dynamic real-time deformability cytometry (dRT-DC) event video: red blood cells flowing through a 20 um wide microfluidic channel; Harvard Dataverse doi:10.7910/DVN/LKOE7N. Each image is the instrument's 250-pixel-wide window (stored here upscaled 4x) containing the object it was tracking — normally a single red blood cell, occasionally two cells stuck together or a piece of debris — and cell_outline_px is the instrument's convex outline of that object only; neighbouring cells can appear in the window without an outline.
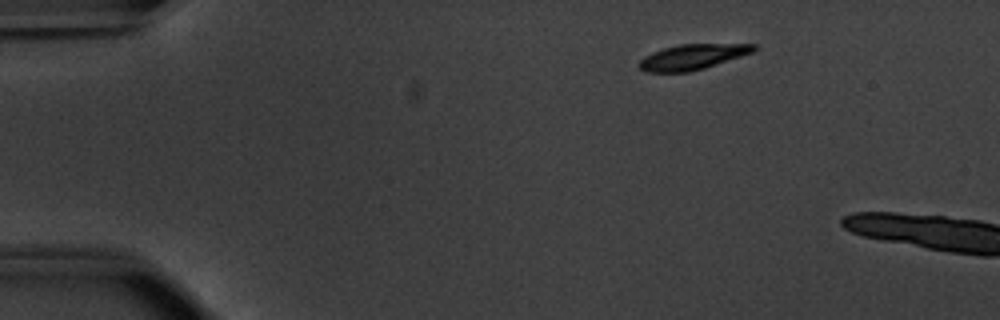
{"species": "common noctule bat (a hibernating species)", "species_latin": "Nyctalus noctula", "temperature_condition": "warm", "stored_images_in_passage": 5, "camera_frame_rate_fps": 3000, "um_per_image_px": 0.085, "animal": {"sex": "male", "body_mass_g": 20.1, "forearm_length_mm": 53.5}, "frame": {"image": 1, "passage_image": 1, "time_ms": 0.0, "image_size_px": [1000, 320], "cell_outline_px": [[756, 48], [752, 52], [704, 68], [688, 72], [644, 72], [636, 64], [644, 56], [652, 52], [664, 48], [680, 44], [756, 44]], "centroid_in_image_um": [58.79, 4.84], "position_along_channel_um": 26.2, "area_um2": 16.76}}